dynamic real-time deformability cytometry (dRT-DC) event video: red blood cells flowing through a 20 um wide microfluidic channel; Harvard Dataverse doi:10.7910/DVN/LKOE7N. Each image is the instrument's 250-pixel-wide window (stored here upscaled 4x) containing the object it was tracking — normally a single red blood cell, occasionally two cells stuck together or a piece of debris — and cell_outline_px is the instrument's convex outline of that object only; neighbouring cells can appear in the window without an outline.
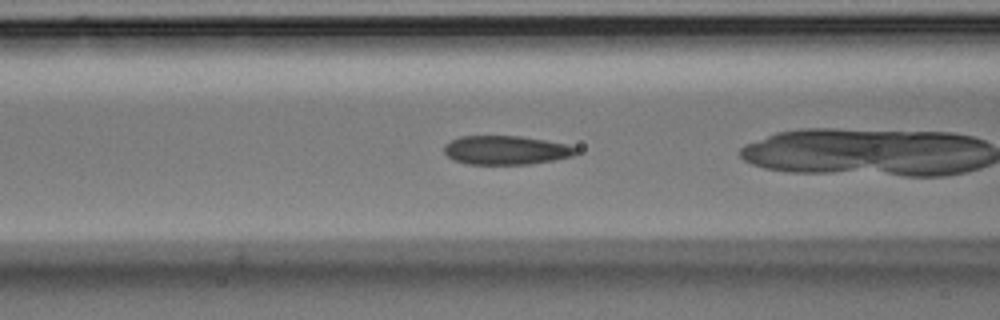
{"species": "Egyptian fruit bat (a non-hibernating species)", "species_latin": "Rousettus aegyptiacus", "temperature_condition": "room temperature", "stored_images_in_passage": 46, "camera_frame_rate_fps": 3000, "um_per_image_px": 0.085, "animal": {"sex": "male"}, "frame": {"image": 1, "passage_image": 12, "time_ms": 3.667, "image_size_px": [1000, 320], "cell_outline_px": [[576, 152], [572, 156], [556, 160], [532, 164], [468, 164], [452, 160], [444, 152], [444, 144], [460, 136], [520, 136], [568, 144], [576, 148]], "centroid_in_image_um": [42.99, 12.77], "position_along_channel_um": 123.6, "area_um2": 22.25}}
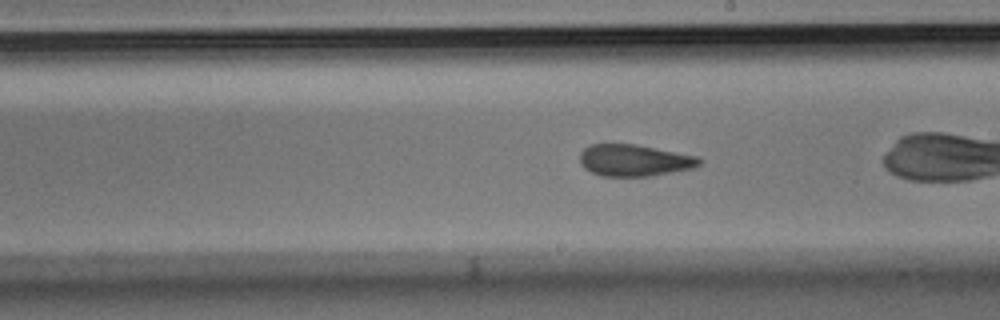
{"frame": {"image": 2, "passage_image": 21, "time_ms": 6.667, "image_size_px": [1000, 320], "cell_outline_px": [[704, 160], [700, 164], [692, 168], [648, 176], [600, 176], [584, 168], [580, 164], [580, 152], [588, 144], [636, 144], [700, 156]], "centroid_in_image_um": [53.92, 13.61], "position_along_channel_um": 235.1, "area_um2": 22.25}}
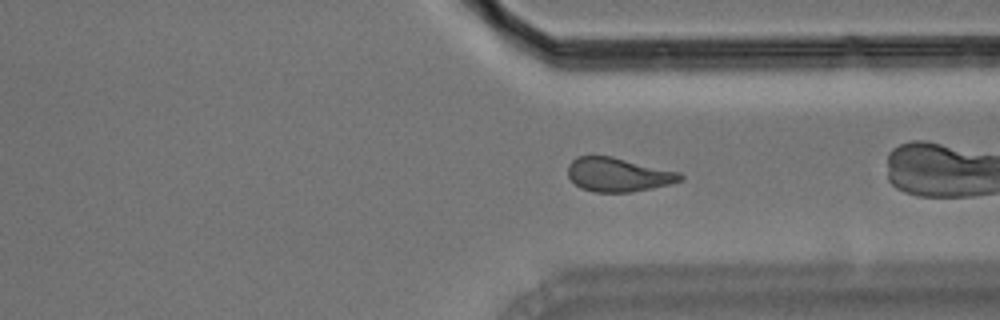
{"frame": {"image": 3, "passage_image": 31, "time_ms": 10.0, "image_size_px": [1000, 320], "cell_outline_px": [[684, 180], [652, 188], [628, 192], [596, 192], [580, 188], [568, 176], [568, 164], [576, 156], [612, 156], [680, 172], [684, 176]], "centroid_in_image_um": [52.55, 14.84], "position_along_channel_um": 358.9, "area_um2": 22.2}, "authors_computed_cell_mechanics": {"area_um2": 22.5131, "velocity_mm_per_s": 3.7088, "shape_relaxation_time_tau1_ms": 5.0362, "shape_relaxation_time_tau2_ms": 1.2357, "deformation_change_tau1": 0.1266, "deformation_change_tau2": 0.0641}}